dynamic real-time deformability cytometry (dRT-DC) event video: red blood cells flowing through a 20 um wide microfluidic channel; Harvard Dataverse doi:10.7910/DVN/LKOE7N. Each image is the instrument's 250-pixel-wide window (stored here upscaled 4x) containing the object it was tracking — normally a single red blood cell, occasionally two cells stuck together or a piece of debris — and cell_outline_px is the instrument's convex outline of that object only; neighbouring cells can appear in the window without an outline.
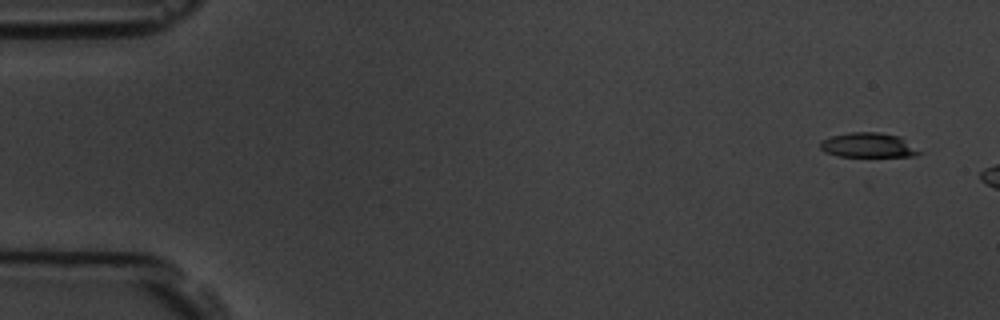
{"species": "common noctule bat (a hibernating species)", "species_latin": "Nyctalus noctula", "temperature_condition": "room temperature", "stored_images_in_passage": 3, "camera_frame_rate_fps": 3000, "um_per_image_px": 0.085, "animal": {"sex": "male", "body_mass_g": 19.5, "forearm_length_mm": 54.6}, "frame": {"image": 1, "passage_image": 1, "time_ms": 0.0, "image_size_px": [1000, 320], "cell_outline_px": [[924, 152], [916, 156], [836, 156], [824, 152], [820, 148], [820, 140], [832, 136], [848, 132], [880, 132], [900, 136]], "centroid_in_image_um": [73.81, 12.34], "position_along_channel_um": 11.2, "area_um2": 14.45}}